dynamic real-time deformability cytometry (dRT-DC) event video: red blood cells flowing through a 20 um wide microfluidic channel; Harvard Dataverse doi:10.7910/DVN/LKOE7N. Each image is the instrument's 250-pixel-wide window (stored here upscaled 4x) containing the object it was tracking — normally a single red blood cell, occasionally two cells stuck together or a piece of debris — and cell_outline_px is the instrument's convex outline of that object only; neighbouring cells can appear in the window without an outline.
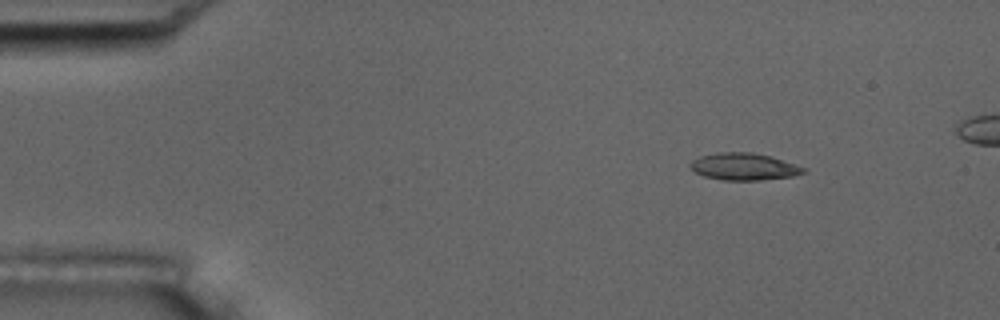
{"species": "common noctule bat (a hibernating species)", "species_latin": "Nyctalus noctula", "temperature_condition": "room temperature", "stored_images_in_passage": 46, "camera_frame_rate_fps": 3000, "um_per_image_px": 0.085, "animal": {"sex": "male", "body_mass_g": 17.5, "forearm_length_mm": 52.3}, "frame": {"image": 1, "passage_image": 1, "time_ms": 0.0, "image_size_px": [1000, 320], "cell_outline_px": [[808, 172], [792, 176], [760, 180], [724, 180], [704, 176], [696, 172], [688, 164], [692, 160], [700, 156], [716, 152], [752, 152], [772, 156], [804, 168]], "centroid_in_image_um": [63.22, 14.15], "position_along_channel_um": 21.8, "area_um2": 17.8}}
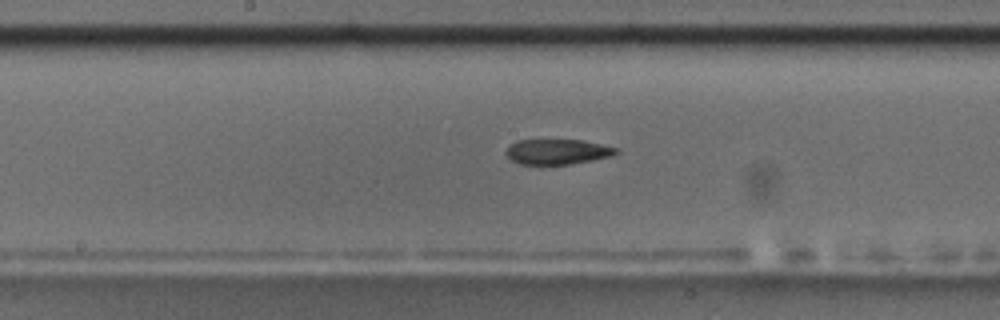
{"frame": {"image": 2, "passage_image": 22, "time_ms": 7.0, "image_size_px": [1000, 320], "cell_outline_px": [[620, 152], [612, 156], [592, 160], [568, 164], [520, 164], [512, 160], [504, 152], [508, 144], [516, 140], [580, 140], [620, 148]], "centroid_in_image_um": [47.37, 12.89], "position_along_channel_um": 200.8, "area_um2": 16.24}}
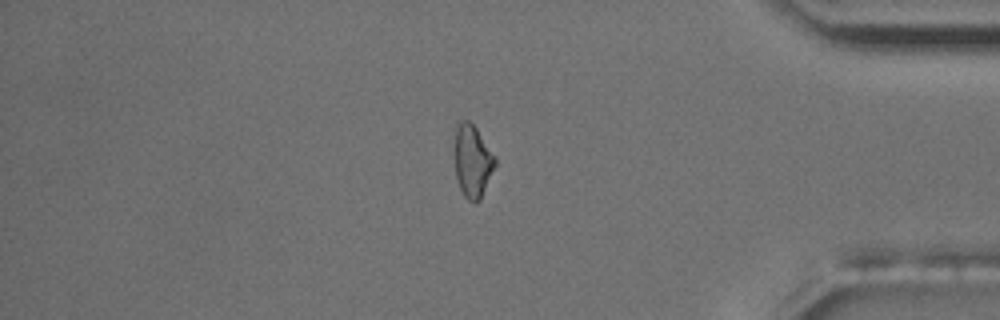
{"frame": {"image": 3, "passage_image": 40, "time_ms": 13.0, "image_size_px": [1000, 320], "cell_outline_px": [[496, 164], [480, 200], [476, 204], [468, 200], [464, 196], [460, 188], [456, 176], [456, 124], [460, 120], [468, 120], [476, 128], [496, 156]], "centroid_in_image_um": [40.19, 13.7], "position_along_channel_um": 395.0, "area_um2": 16.94}, "authors_computed_cell_mechanics": {"area_um2": 17.3111, "velocity_mm_per_s": 3.7065, "shape_relaxation_time_tau1_ms": null, "shape_relaxation_time_tau2_ms": 8.1754, "deformation_change_tau1": null, "deformation_change_tau2": 0.1737}}